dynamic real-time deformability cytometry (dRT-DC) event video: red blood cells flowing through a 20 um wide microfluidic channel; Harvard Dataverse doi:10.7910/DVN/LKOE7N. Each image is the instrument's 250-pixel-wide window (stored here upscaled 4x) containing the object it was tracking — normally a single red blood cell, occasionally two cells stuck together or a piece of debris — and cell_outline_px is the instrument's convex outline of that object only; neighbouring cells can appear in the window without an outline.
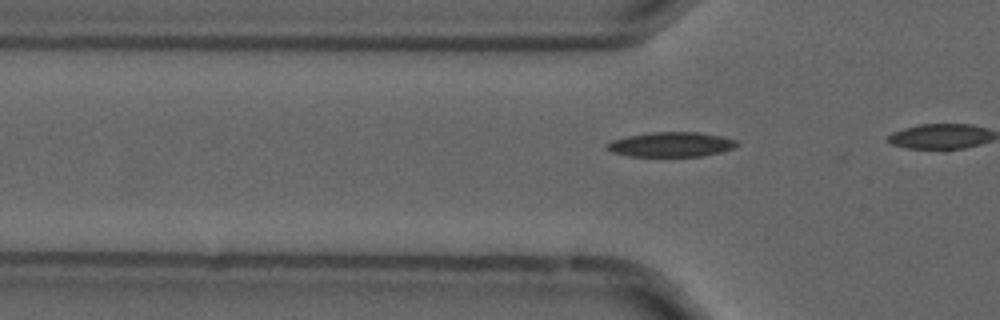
{"species": "common noctule bat (a hibernating species)", "species_latin": "Nyctalus noctula", "temperature_condition": "cold", "stored_images_in_passage": 6, "camera_frame_rate_fps": 3000, "um_per_image_px": 0.085, "animal": {"sex": "male", "forearm_length_mm": 52.5}, "frame": {"image": 1, "passage_image": 3, "time_ms": 0.667, "image_size_px": [1000, 320], "cell_outline_px": [[740, 144], [736, 148], [720, 152], [700, 156], [628, 156], [612, 152], [604, 148], [604, 144], [612, 140], [628, 136], [652, 132], [700, 132], [720, 136], [736, 140]], "centroid_in_image_um": [57.03, 12.28], "position_along_channel_um": 68.8, "area_um2": 18.84}}